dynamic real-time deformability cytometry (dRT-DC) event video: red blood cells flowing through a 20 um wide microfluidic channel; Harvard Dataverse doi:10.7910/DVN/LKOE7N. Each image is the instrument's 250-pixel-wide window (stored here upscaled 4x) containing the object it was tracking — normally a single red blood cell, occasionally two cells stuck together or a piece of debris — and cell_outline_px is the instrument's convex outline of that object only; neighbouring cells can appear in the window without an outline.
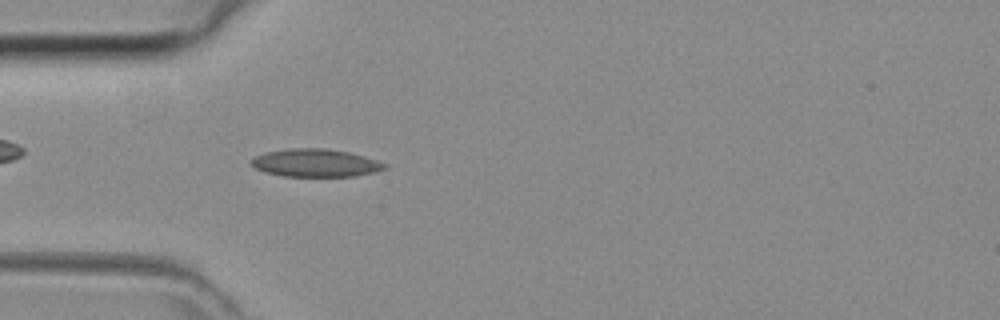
{"species": "common noctule bat (a hibernating species)", "species_latin": "Nyctalus noctula", "temperature_condition": "room temperature", "stored_images_in_passage": 43, "camera_frame_rate_fps": 3000, "um_per_image_px": 0.085, "animal": {"sex": "female", "body_mass_g": 29.2, "forearm_length_mm": 56.3}, "frame": {"image": 1, "passage_image": 12, "time_ms": 3.667, "image_size_px": [1000, 320], "cell_outline_px": [[388, 168], [376, 172], [356, 176], [284, 176], [264, 172], [256, 168], [252, 164], [252, 160], [256, 156], [268, 152], [292, 148], [324, 148], [348, 152], [364, 156], [388, 164]], "centroid_in_image_um": [26.89, 13.85], "position_along_channel_um": 58.1, "area_um2": 21.5}}
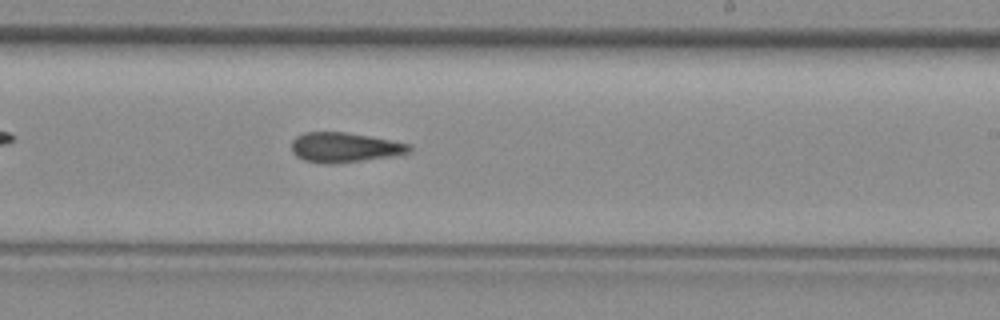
{"frame": {"image": 2, "passage_image": 25, "time_ms": 8.0, "image_size_px": [1000, 320], "cell_outline_px": [[412, 148], [408, 152], [392, 156], [336, 164], [324, 164], [304, 160], [296, 156], [292, 152], [292, 140], [296, 136], [304, 132], [344, 132], [368, 136], [412, 144]], "centroid_in_image_um": [29.26, 12.53], "position_along_channel_um": 259.7, "area_um2": 20.46}}
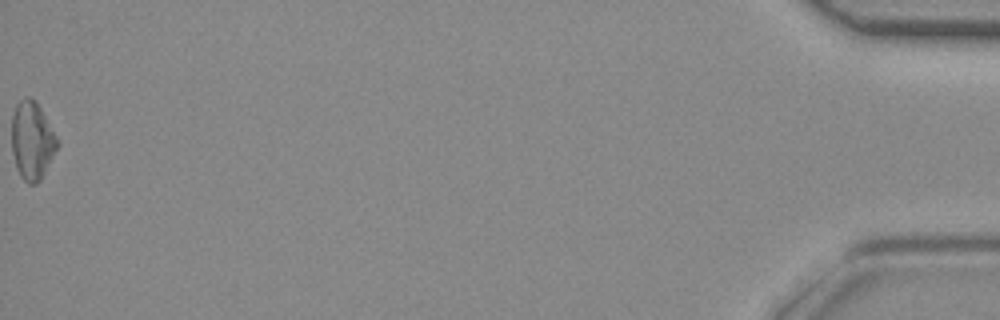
{"frame": {"image": 3, "passage_image": 43, "time_ms": 14.0, "image_size_px": [1000, 320], "cell_outline_px": [[60, 144], [40, 180], [36, 184], [28, 184], [20, 176], [16, 168], [12, 152], [12, 116], [16, 104], [24, 96], [28, 96], [36, 100], [56, 136]], "centroid_in_image_um": [2.72, 11.94], "position_along_channel_um": 432.5, "area_um2": 20.81}}